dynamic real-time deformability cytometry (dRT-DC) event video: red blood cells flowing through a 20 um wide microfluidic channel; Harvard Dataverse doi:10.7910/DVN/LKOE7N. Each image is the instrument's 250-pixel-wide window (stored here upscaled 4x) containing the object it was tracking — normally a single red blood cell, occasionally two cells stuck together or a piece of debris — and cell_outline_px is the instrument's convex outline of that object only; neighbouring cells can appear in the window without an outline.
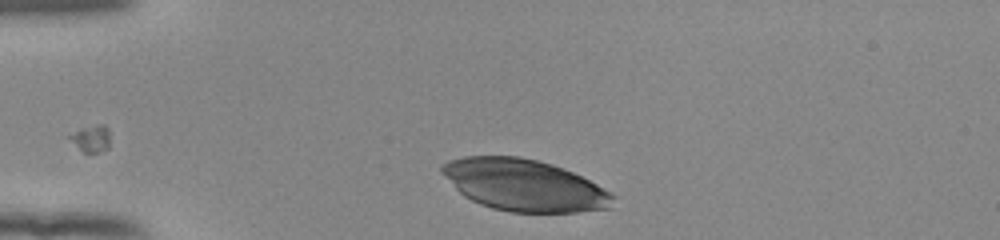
{"species": "human", "species_latin": "Homo sapiens", "temperature_condition": "room temperature", "stored_images_in_passage": 36, "camera_frame_rate_fps": 3000, "um_per_image_px": 0.085, "donor": {"sex": "female"}, "frame": {"image": 1, "passage_image": 1, "time_ms": 0.0, "image_size_px": [1000, 240], "cell_outline_px": [[616, 196], [612, 208], [576, 212], [508, 212], [492, 208], [480, 204], [464, 196], [440, 172], [440, 164], [448, 160], [464, 156], [520, 156], [552, 164], [572, 172], [612, 192]], "centroid_in_image_um": [44.55, 15.74], "position_along_channel_um": 40.4, "area_um2": 51.56}}
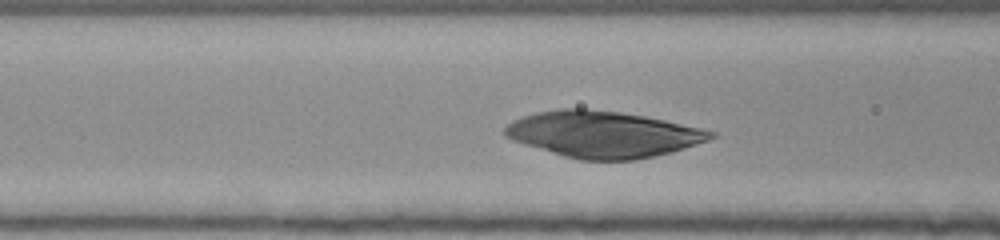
{"frame": {"image": 2, "passage_image": 10, "time_ms": 3.0, "image_size_px": [1000, 240], "cell_outline_px": [[716, 136], [708, 140], [672, 152], [636, 160], [580, 160], [564, 156], [524, 144], [512, 140], [504, 136], [504, 128], [512, 120], [536, 112], [556, 108], [584, 108], [620, 112], [644, 116], [664, 120], [700, 128], [716, 132]], "centroid_in_image_um": [51.23, 11.41], "position_along_channel_um": 115.4, "area_um2": 55.43}}
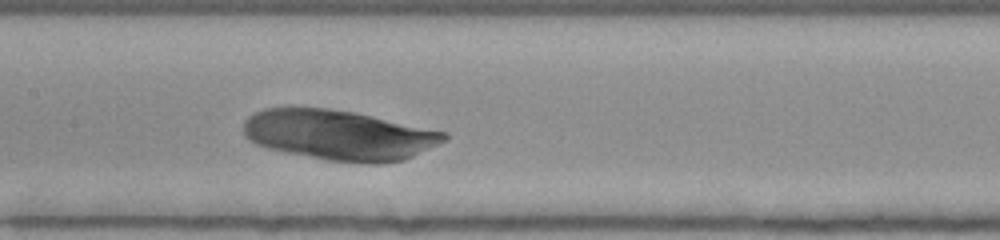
{"frame": {"image": 3, "passage_image": 15, "time_ms": 4.667, "image_size_px": [1000, 240], "cell_outline_px": [[448, 140], [404, 160], [380, 164], [360, 164], [328, 160], [268, 148], [256, 144], [248, 140], [244, 136], [244, 120], [248, 116], [264, 108], [328, 108], [356, 112], [448, 132]], "centroid_in_image_um": [28.86, 11.48], "position_along_channel_um": 178.5, "area_um2": 58.9}}